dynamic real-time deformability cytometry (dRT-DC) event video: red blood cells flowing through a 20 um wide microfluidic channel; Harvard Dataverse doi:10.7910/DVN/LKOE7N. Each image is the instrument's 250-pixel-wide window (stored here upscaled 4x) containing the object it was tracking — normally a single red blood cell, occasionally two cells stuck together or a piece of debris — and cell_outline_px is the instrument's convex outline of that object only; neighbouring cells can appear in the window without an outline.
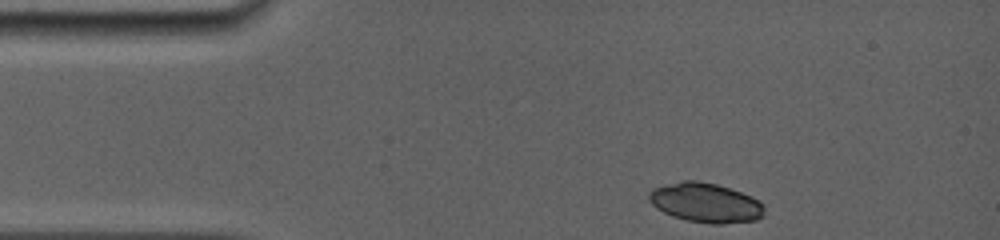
{"species": "common noctule bat (a hibernating species)", "species_latin": "Nyctalus noctula", "temperature_condition": "room temperature", "stored_images_in_passage": 7, "camera_frame_rate_fps": 5000, "um_per_image_px": 0.085, "animal": {"sex": "female", "body_mass_g": 19.0, "forearm_length_mm": 56.7}, "frame": {"image": 1, "passage_image": 1, "time_ms": 0.0, "image_size_px": [1000, 240], "cell_outline_px": [[764, 216], [756, 220], [724, 224], [712, 224], [688, 220], [672, 216], [656, 208], [648, 200], [648, 192], [652, 188], [680, 180], [696, 180], [716, 184], [752, 196], [764, 204]], "centroid_in_image_um": [59.96, 17.23], "position_along_channel_um": 25.0, "area_um2": 26.76}}
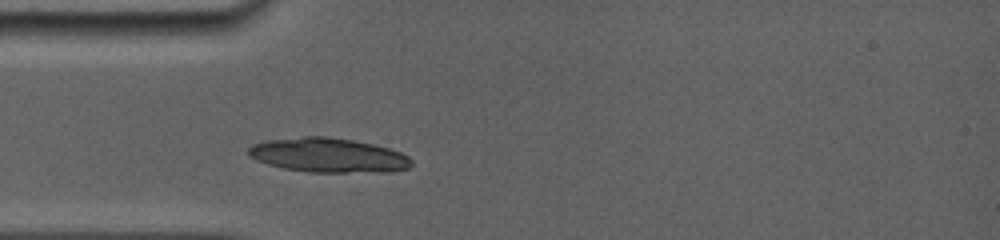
{"frame": {"image": 2, "passage_image": 7, "time_ms": 2.2, "image_size_px": [1000, 240], "cell_outline_px": [[412, 164], [408, 168], [392, 172], [308, 172], [284, 168], [268, 164], [256, 160], [248, 156], [248, 148], [252, 144], [268, 140], [304, 136], [328, 136], [352, 140], [372, 144], [388, 148], [400, 152], [408, 156], [412, 160]], "centroid_in_image_um": [27.9, 13.2], "position_along_channel_um": 57.1, "area_um2": 32.77}}